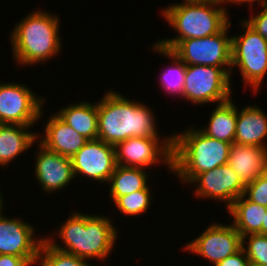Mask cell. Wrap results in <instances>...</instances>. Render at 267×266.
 <instances>
[{
  "label": "cell",
  "instance_id": "1",
  "mask_svg": "<svg viewBox=\"0 0 267 266\" xmlns=\"http://www.w3.org/2000/svg\"><path fill=\"white\" fill-rule=\"evenodd\" d=\"M98 139L115 146L131 137H159L156 116L148 105L108 90L97 102Z\"/></svg>",
  "mask_w": 267,
  "mask_h": 266
},
{
  "label": "cell",
  "instance_id": "2",
  "mask_svg": "<svg viewBox=\"0 0 267 266\" xmlns=\"http://www.w3.org/2000/svg\"><path fill=\"white\" fill-rule=\"evenodd\" d=\"M56 233L63 245L56 243L55 236H44L52 247L87 261L95 258L103 262L114 250L119 236L110 217L76 211L67 217Z\"/></svg>",
  "mask_w": 267,
  "mask_h": 266
},
{
  "label": "cell",
  "instance_id": "3",
  "mask_svg": "<svg viewBox=\"0 0 267 266\" xmlns=\"http://www.w3.org/2000/svg\"><path fill=\"white\" fill-rule=\"evenodd\" d=\"M59 18L52 12L37 9L15 24L9 37L17 65L47 63L50 58L58 56L63 42L59 34Z\"/></svg>",
  "mask_w": 267,
  "mask_h": 266
},
{
  "label": "cell",
  "instance_id": "4",
  "mask_svg": "<svg viewBox=\"0 0 267 266\" xmlns=\"http://www.w3.org/2000/svg\"><path fill=\"white\" fill-rule=\"evenodd\" d=\"M188 128L173 136L172 173L180 182L190 183L198 174L228 164L231 143Z\"/></svg>",
  "mask_w": 267,
  "mask_h": 266
},
{
  "label": "cell",
  "instance_id": "5",
  "mask_svg": "<svg viewBox=\"0 0 267 266\" xmlns=\"http://www.w3.org/2000/svg\"><path fill=\"white\" fill-rule=\"evenodd\" d=\"M162 15L178 35L159 39L156 44L170 51L181 40L217 34L230 22L228 9L224 5L208 1L183 0L181 3L169 4L162 9Z\"/></svg>",
  "mask_w": 267,
  "mask_h": 266
},
{
  "label": "cell",
  "instance_id": "6",
  "mask_svg": "<svg viewBox=\"0 0 267 266\" xmlns=\"http://www.w3.org/2000/svg\"><path fill=\"white\" fill-rule=\"evenodd\" d=\"M240 25L244 29L242 33L231 36V74L234 67H239L244 85H250L255 94L267 74V40L244 20Z\"/></svg>",
  "mask_w": 267,
  "mask_h": 266
},
{
  "label": "cell",
  "instance_id": "7",
  "mask_svg": "<svg viewBox=\"0 0 267 266\" xmlns=\"http://www.w3.org/2000/svg\"><path fill=\"white\" fill-rule=\"evenodd\" d=\"M231 78V68L187 65L183 98L194 106L213 102L224 103L232 97Z\"/></svg>",
  "mask_w": 267,
  "mask_h": 266
},
{
  "label": "cell",
  "instance_id": "8",
  "mask_svg": "<svg viewBox=\"0 0 267 266\" xmlns=\"http://www.w3.org/2000/svg\"><path fill=\"white\" fill-rule=\"evenodd\" d=\"M231 24L208 37L181 40L171 52L186 65L231 68L232 42L227 34Z\"/></svg>",
  "mask_w": 267,
  "mask_h": 266
},
{
  "label": "cell",
  "instance_id": "9",
  "mask_svg": "<svg viewBox=\"0 0 267 266\" xmlns=\"http://www.w3.org/2000/svg\"><path fill=\"white\" fill-rule=\"evenodd\" d=\"M167 136L131 137L117 143L114 146L117 165L145 169L164 164L172 172L173 136Z\"/></svg>",
  "mask_w": 267,
  "mask_h": 266
},
{
  "label": "cell",
  "instance_id": "10",
  "mask_svg": "<svg viewBox=\"0 0 267 266\" xmlns=\"http://www.w3.org/2000/svg\"><path fill=\"white\" fill-rule=\"evenodd\" d=\"M46 100L28 85L0 82V124L33 126L41 121Z\"/></svg>",
  "mask_w": 267,
  "mask_h": 266
},
{
  "label": "cell",
  "instance_id": "11",
  "mask_svg": "<svg viewBox=\"0 0 267 266\" xmlns=\"http://www.w3.org/2000/svg\"><path fill=\"white\" fill-rule=\"evenodd\" d=\"M242 249V236L232 223L212 222L197 238L183 246L184 251L201 256L214 266Z\"/></svg>",
  "mask_w": 267,
  "mask_h": 266
},
{
  "label": "cell",
  "instance_id": "12",
  "mask_svg": "<svg viewBox=\"0 0 267 266\" xmlns=\"http://www.w3.org/2000/svg\"><path fill=\"white\" fill-rule=\"evenodd\" d=\"M189 184L196 185L194 195L226 203L228 209L244 193L245 185L229 164L198 174Z\"/></svg>",
  "mask_w": 267,
  "mask_h": 266
},
{
  "label": "cell",
  "instance_id": "13",
  "mask_svg": "<svg viewBox=\"0 0 267 266\" xmlns=\"http://www.w3.org/2000/svg\"><path fill=\"white\" fill-rule=\"evenodd\" d=\"M71 162L75 177L83 175L101 183H108L117 166L114 146L99 139L88 140Z\"/></svg>",
  "mask_w": 267,
  "mask_h": 266
},
{
  "label": "cell",
  "instance_id": "14",
  "mask_svg": "<svg viewBox=\"0 0 267 266\" xmlns=\"http://www.w3.org/2000/svg\"><path fill=\"white\" fill-rule=\"evenodd\" d=\"M35 232L28 221L0 214V255L38 257L45 238H37Z\"/></svg>",
  "mask_w": 267,
  "mask_h": 266
},
{
  "label": "cell",
  "instance_id": "15",
  "mask_svg": "<svg viewBox=\"0 0 267 266\" xmlns=\"http://www.w3.org/2000/svg\"><path fill=\"white\" fill-rule=\"evenodd\" d=\"M35 157V177L46 193H55L75 179L71 158L46 149L39 143Z\"/></svg>",
  "mask_w": 267,
  "mask_h": 266
},
{
  "label": "cell",
  "instance_id": "16",
  "mask_svg": "<svg viewBox=\"0 0 267 266\" xmlns=\"http://www.w3.org/2000/svg\"><path fill=\"white\" fill-rule=\"evenodd\" d=\"M44 126V135L38 138L46 149L68 158H72L88 141L77 133L71 126L64 123L55 113Z\"/></svg>",
  "mask_w": 267,
  "mask_h": 266
},
{
  "label": "cell",
  "instance_id": "17",
  "mask_svg": "<svg viewBox=\"0 0 267 266\" xmlns=\"http://www.w3.org/2000/svg\"><path fill=\"white\" fill-rule=\"evenodd\" d=\"M228 164L247 185L267 172V148L232 143Z\"/></svg>",
  "mask_w": 267,
  "mask_h": 266
},
{
  "label": "cell",
  "instance_id": "18",
  "mask_svg": "<svg viewBox=\"0 0 267 266\" xmlns=\"http://www.w3.org/2000/svg\"><path fill=\"white\" fill-rule=\"evenodd\" d=\"M267 114L256 104L237 110L234 143L267 148Z\"/></svg>",
  "mask_w": 267,
  "mask_h": 266
},
{
  "label": "cell",
  "instance_id": "19",
  "mask_svg": "<svg viewBox=\"0 0 267 266\" xmlns=\"http://www.w3.org/2000/svg\"><path fill=\"white\" fill-rule=\"evenodd\" d=\"M20 124H0V166H7L38 140V132Z\"/></svg>",
  "mask_w": 267,
  "mask_h": 266
},
{
  "label": "cell",
  "instance_id": "20",
  "mask_svg": "<svg viewBox=\"0 0 267 266\" xmlns=\"http://www.w3.org/2000/svg\"><path fill=\"white\" fill-rule=\"evenodd\" d=\"M55 114L87 140L98 139L97 103L81 101L59 108Z\"/></svg>",
  "mask_w": 267,
  "mask_h": 266
},
{
  "label": "cell",
  "instance_id": "21",
  "mask_svg": "<svg viewBox=\"0 0 267 266\" xmlns=\"http://www.w3.org/2000/svg\"><path fill=\"white\" fill-rule=\"evenodd\" d=\"M227 212L231 214L232 225L242 237L248 234H262V224L267 207L252 202L241 195L227 209Z\"/></svg>",
  "mask_w": 267,
  "mask_h": 266
},
{
  "label": "cell",
  "instance_id": "22",
  "mask_svg": "<svg viewBox=\"0 0 267 266\" xmlns=\"http://www.w3.org/2000/svg\"><path fill=\"white\" fill-rule=\"evenodd\" d=\"M216 105L210 115L208 125L198 129L206 136L232 144L236 134L238 107L235 106L232 98Z\"/></svg>",
  "mask_w": 267,
  "mask_h": 266
},
{
  "label": "cell",
  "instance_id": "23",
  "mask_svg": "<svg viewBox=\"0 0 267 266\" xmlns=\"http://www.w3.org/2000/svg\"><path fill=\"white\" fill-rule=\"evenodd\" d=\"M148 173L143 168L117 165L108 181L110 200L143 190L148 185Z\"/></svg>",
  "mask_w": 267,
  "mask_h": 266
},
{
  "label": "cell",
  "instance_id": "24",
  "mask_svg": "<svg viewBox=\"0 0 267 266\" xmlns=\"http://www.w3.org/2000/svg\"><path fill=\"white\" fill-rule=\"evenodd\" d=\"M152 46V51L156 52V54L159 53L161 54L160 56L167 57L172 61V63H170L171 66L165 68V71L162 70V74H160L159 83L162 89H164L166 93L183 98V87L187 65L170 50L163 49L156 43Z\"/></svg>",
  "mask_w": 267,
  "mask_h": 266
},
{
  "label": "cell",
  "instance_id": "25",
  "mask_svg": "<svg viewBox=\"0 0 267 266\" xmlns=\"http://www.w3.org/2000/svg\"><path fill=\"white\" fill-rule=\"evenodd\" d=\"M151 193L152 188L148 184L143 190L117 197L112 203L118 208L119 213L127 217L145 214L152 204Z\"/></svg>",
  "mask_w": 267,
  "mask_h": 266
},
{
  "label": "cell",
  "instance_id": "26",
  "mask_svg": "<svg viewBox=\"0 0 267 266\" xmlns=\"http://www.w3.org/2000/svg\"><path fill=\"white\" fill-rule=\"evenodd\" d=\"M37 263L39 266H92L87 260L52 247L45 239Z\"/></svg>",
  "mask_w": 267,
  "mask_h": 266
},
{
  "label": "cell",
  "instance_id": "27",
  "mask_svg": "<svg viewBox=\"0 0 267 266\" xmlns=\"http://www.w3.org/2000/svg\"><path fill=\"white\" fill-rule=\"evenodd\" d=\"M242 249L250 264L267 266V235L258 233L243 236Z\"/></svg>",
  "mask_w": 267,
  "mask_h": 266
},
{
  "label": "cell",
  "instance_id": "28",
  "mask_svg": "<svg viewBox=\"0 0 267 266\" xmlns=\"http://www.w3.org/2000/svg\"><path fill=\"white\" fill-rule=\"evenodd\" d=\"M243 196L252 202L267 207V172L245 185Z\"/></svg>",
  "mask_w": 267,
  "mask_h": 266
},
{
  "label": "cell",
  "instance_id": "29",
  "mask_svg": "<svg viewBox=\"0 0 267 266\" xmlns=\"http://www.w3.org/2000/svg\"><path fill=\"white\" fill-rule=\"evenodd\" d=\"M262 10L254 16L243 19L253 30L267 40V3L260 5Z\"/></svg>",
  "mask_w": 267,
  "mask_h": 266
},
{
  "label": "cell",
  "instance_id": "30",
  "mask_svg": "<svg viewBox=\"0 0 267 266\" xmlns=\"http://www.w3.org/2000/svg\"><path fill=\"white\" fill-rule=\"evenodd\" d=\"M38 257H19L14 255H0V266H34Z\"/></svg>",
  "mask_w": 267,
  "mask_h": 266
},
{
  "label": "cell",
  "instance_id": "31",
  "mask_svg": "<svg viewBox=\"0 0 267 266\" xmlns=\"http://www.w3.org/2000/svg\"><path fill=\"white\" fill-rule=\"evenodd\" d=\"M250 262L243 249L235 254L226 257L220 261L216 266H249Z\"/></svg>",
  "mask_w": 267,
  "mask_h": 266
},
{
  "label": "cell",
  "instance_id": "32",
  "mask_svg": "<svg viewBox=\"0 0 267 266\" xmlns=\"http://www.w3.org/2000/svg\"><path fill=\"white\" fill-rule=\"evenodd\" d=\"M260 3V4H263V3H267V0H229V4H234V5H241V4H248L249 7L252 8L253 5H255V3Z\"/></svg>",
  "mask_w": 267,
  "mask_h": 266
},
{
  "label": "cell",
  "instance_id": "33",
  "mask_svg": "<svg viewBox=\"0 0 267 266\" xmlns=\"http://www.w3.org/2000/svg\"><path fill=\"white\" fill-rule=\"evenodd\" d=\"M194 1H208V2H216L221 5L226 6L225 4H229V0H194Z\"/></svg>",
  "mask_w": 267,
  "mask_h": 266
},
{
  "label": "cell",
  "instance_id": "34",
  "mask_svg": "<svg viewBox=\"0 0 267 266\" xmlns=\"http://www.w3.org/2000/svg\"><path fill=\"white\" fill-rule=\"evenodd\" d=\"M262 235H267V212L262 224Z\"/></svg>",
  "mask_w": 267,
  "mask_h": 266
},
{
  "label": "cell",
  "instance_id": "35",
  "mask_svg": "<svg viewBox=\"0 0 267 266\" xmlns=\"http://www.w3.org/2000/svg\"><path fill=\"white\" fill-rule=\"evenodd\" d=\"M3 193L1 194V191H0V214H3V212H4V199H3ZM3 211V212H2Z\"/></svg>",
  "mask_w": 267,
  "mask_h": 266
},
{
  "label": "cell",
  "instance_id": "36",
  "mask_svg": "<svg viewBox=\"0 0 267 266\" xmlns=\"http://www.w3.org/2000/svg\"><path fill=\"white\" fill-rule=\"evenodd\" d=\"M249 266H264V265H260V264H249Z\"/></svg>",
  "mask_w": 267,
  "mask_h": 266
}]
</instances>
